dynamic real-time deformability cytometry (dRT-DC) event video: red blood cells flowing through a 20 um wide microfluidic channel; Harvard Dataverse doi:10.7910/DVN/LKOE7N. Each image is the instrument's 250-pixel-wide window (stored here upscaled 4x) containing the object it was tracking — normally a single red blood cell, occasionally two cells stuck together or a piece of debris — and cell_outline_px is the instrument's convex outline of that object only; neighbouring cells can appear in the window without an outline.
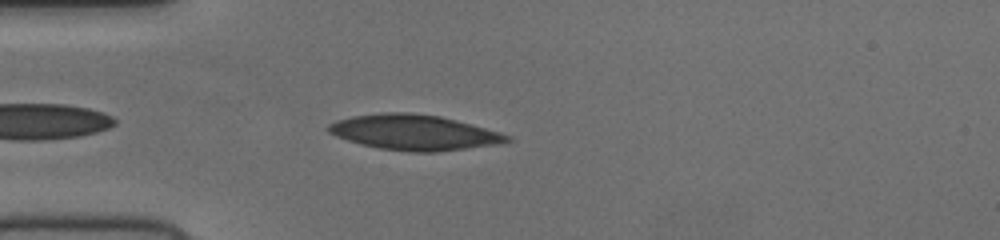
{"species": "human", "species_latin": "Homo sapiens", "temperature_condition": "cold", "stored_images_in_passage": 38, "camera_frame_rate_fps": 3000, "um_per_image_px": 0.085, "donor": {"sex": "female"}, "frame": {"image": 1, "passage_image": 3, "time_ms": 0.667, "image_size_px": [1000, 240], "cell_outline_px": [[512, 140], [500, 144], [436, 152], [412, 152], [380, 148], [360, 144], [336, 136], [328, 132], [324, 128], [328, 124], [336, 120], [352, 116], [384, 112], [408, 112], [440, 116], [456, 120], [500, 132], [512, 136]], "centroid_in_image_um": [35.19, 11.25], "position_along_channel_um": 49.8, "area_um2": 36.88}}
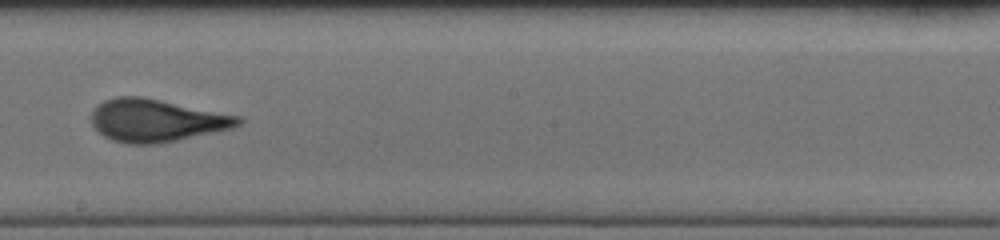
{"frame": {"image": 2, "passage_image": 18, "time_ms": 5.667, "image_size_px": [1000, 240], "cell_outline_px": [[244, 120], [240, 124], [232, 128], [176, 140], [156, 144], [128, 144], [112, 140], [104, 136], [92, 124], [92, 112], [104, 100], [120, 96], [140, 96], [240, 116]], "centroid_in_image_um": [13.29, 10.24], "position_along_channel_um": 234.9, "area_um2": 35.95}}
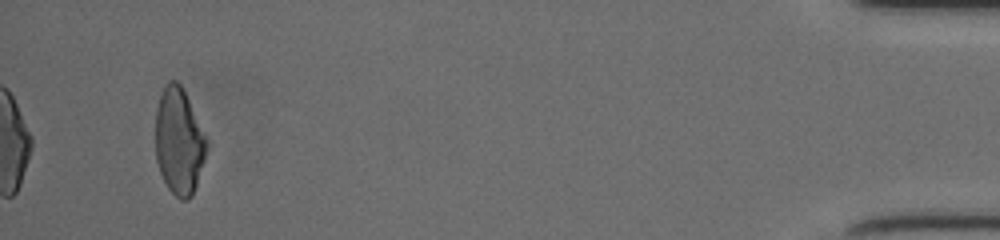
{"frame": {"image": 3, "passage_image": 38, "time_ms": 12.333, "image_size_px": [1000, 240], "cell_outline_px": [[208, 144], [204, 160], [192, 196], [188, 200], [180, 200], [168, 188], [160, 172], [156, 160], [156, 108], [160, 96], [168, 80], [176, 80], [180, 84], [208, 140]], "centroid_in_image_um": [15.21, 12.03], "position_along_channel_um": 420.0, "area_um2": 31.44}}